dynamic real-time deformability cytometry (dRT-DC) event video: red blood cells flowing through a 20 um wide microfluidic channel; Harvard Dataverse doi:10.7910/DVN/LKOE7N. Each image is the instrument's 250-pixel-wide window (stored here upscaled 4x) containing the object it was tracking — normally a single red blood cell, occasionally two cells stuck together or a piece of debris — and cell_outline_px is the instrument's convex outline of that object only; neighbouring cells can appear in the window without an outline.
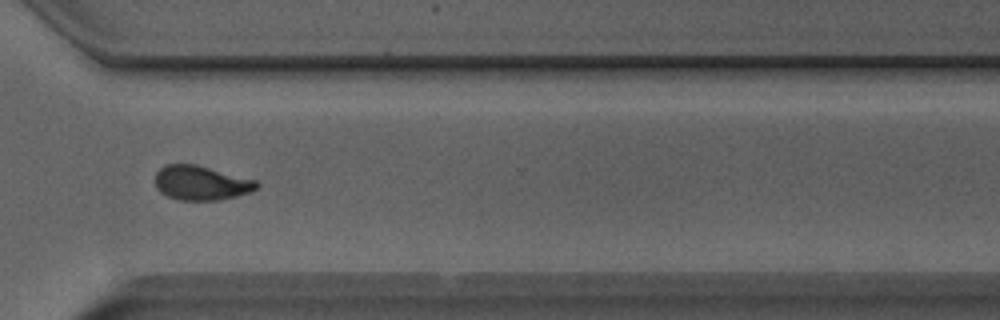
{"species": "Egyptian fruit bat (a non-hibernating species)", "species_latin": "Rousettus aegyptiacus", "temperature_condition": "room temperature", "stored_images_in_passage": 14, "camera_frame_rate_fps": 3000, "um_per_image_px": 0.085, "animal": {"sex": "male"}, "frame": {"image": 1, "passage_image": 10, "time_ms": 11.667, "image_size_px": [1000, 320], "cell_outline_px": [[260, 184], [252, 192], [220, 200], [180, 200], [168, 196], [160, 192], [156, 188], [156, 172], [164, 164], [196, 164], [256, 180]], "centroid_in_image_um": [17.1, 15.54], "position_along_channel_um": 353.5, "area_um2": 20.4}}